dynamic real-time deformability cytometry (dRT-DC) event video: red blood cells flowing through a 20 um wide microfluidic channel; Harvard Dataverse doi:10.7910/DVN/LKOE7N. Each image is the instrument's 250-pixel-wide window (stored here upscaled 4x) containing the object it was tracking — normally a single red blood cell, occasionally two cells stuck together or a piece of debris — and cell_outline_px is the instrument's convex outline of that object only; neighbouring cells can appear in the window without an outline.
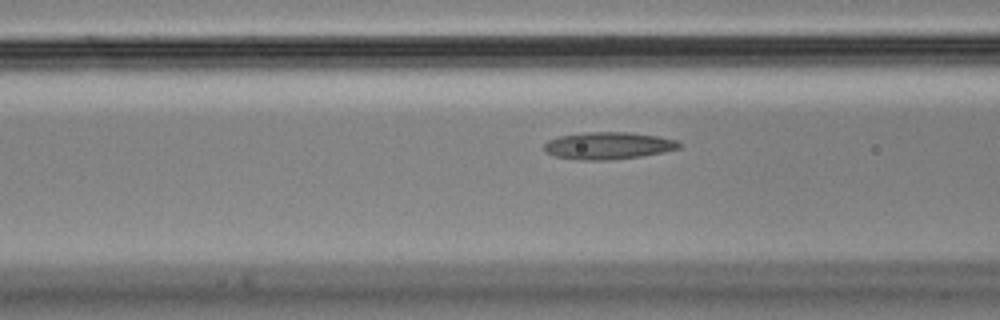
{"species": "Egyptian fruit bat (a non-hibernating species)", "species_latin": "Rousettus aegyptiacus", "temperature_condition": "cold", "stored_images_in_passage": 36, "camera_frame_rate_fps": 3000, "um_per_image_px": 0.085, "animal": {"sex": "male"}, "frame": {"image": 1, "passage_image": 12, "time_ms": 3.667, "image_size_px": [1000, 320], "cell_outline_px": [[684, 144], [680, 148], [664, 152], [640, 156], [608, 160], [580, 160], [552, 156], [544, 152], [544, 144], [548, 140], [560, 136], [588, 132], [628, 132], [656, 136], [676, 140]], "centroid_in_image_um": [51.69, 12.39], "position_along_channel_um": 114.9, "area_um2": 21.44}}
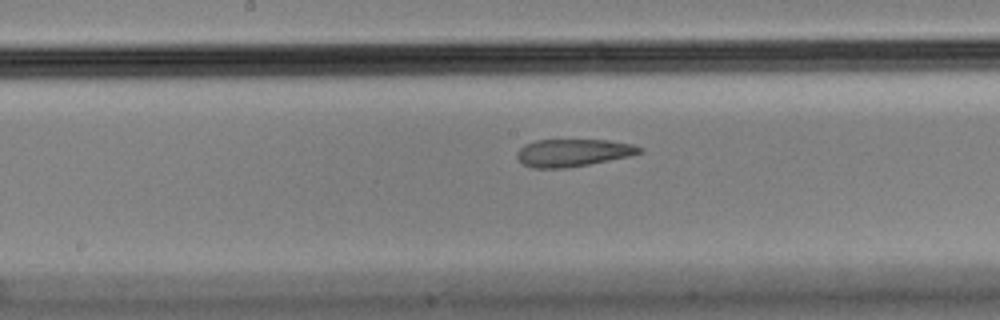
{"frame": {"image": 2, "passage_image": 19, "time_ms": 6.0, "image_size_px": [1000, 320], "cell_outline_px": [[644, 152], [628, 156], [588, 164], [564, 168], [532, 168], [524, 164], [516, 156], [516, 152], [524, 144], [536, 140], [608, 140], [632, 144], [644, 148]], "centroid_in_image_um": [48.7, 12.97], "position_along_channel_um": 199.5, "area_um2": 19.54}}
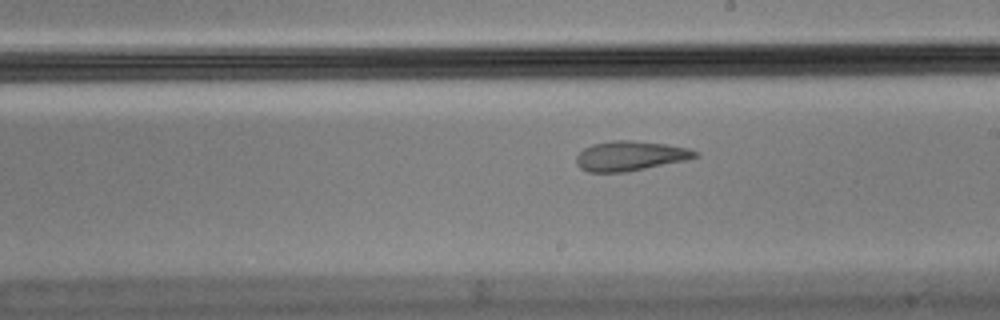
{"frame": {"image": 3, "passage_image": 22, "time_ms": 7.0, "image_size_px": [1000, 320], "cell_outline_px": [[700, 156], [688, 160], [628, 172], [588, 172], [580, 168], [576, 164], [576, 156], [584, 148], [592, 144], [612, 140], [632, 140], [664, 144], [688, 148], [700, 152]], "centroid_in_image_um": [53.59, 13.26], "position_along_channel_um": 235.4, "area_um2": 20.87}}